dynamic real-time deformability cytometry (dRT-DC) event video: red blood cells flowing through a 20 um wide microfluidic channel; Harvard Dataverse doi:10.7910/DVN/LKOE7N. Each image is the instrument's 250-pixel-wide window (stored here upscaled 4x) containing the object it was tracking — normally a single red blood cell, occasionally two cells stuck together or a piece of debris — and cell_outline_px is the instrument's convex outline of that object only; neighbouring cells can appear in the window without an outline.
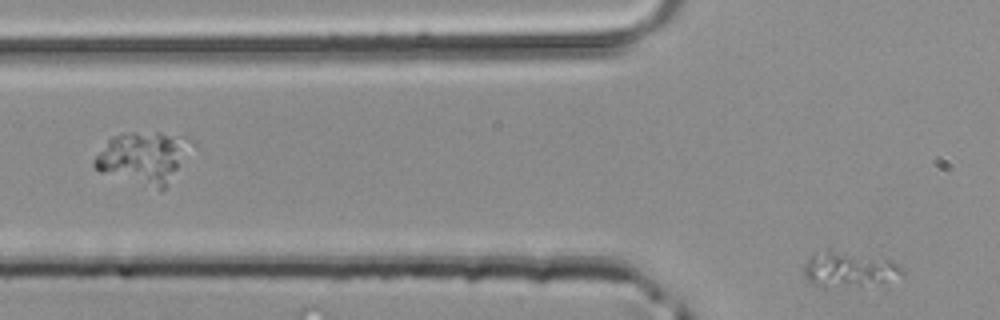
{"species": "common noctule bat (a hibernating species)", "species_latin": "Nyctalus noctula", "temperature_condition": "room temperature", "stored_images_in_passage": 19, "segment_of_instrument_passage": [2, 2], "camera_frame_rate_fps": 3000, "um_per_image_px": 0.085, "animal": {"sex": "male", "body_mass_g": 20.4}, "frame": {"image": 1, "passage_image": 19, "time_ms": 6.0, "image_size_px": [1000, 320], "cell_outline_px": [[904, 276], [884, 280], [860, 284], [824, 288], [812, 284], [804, 276], [804, 264], [808, 256], [828, 248], [892, 260], [900, 264], [904, 268]], "centroid_in_image_um": [72.11, 22.85], "position_along_channel_um": 53.7, "area_um2": 20.23}}